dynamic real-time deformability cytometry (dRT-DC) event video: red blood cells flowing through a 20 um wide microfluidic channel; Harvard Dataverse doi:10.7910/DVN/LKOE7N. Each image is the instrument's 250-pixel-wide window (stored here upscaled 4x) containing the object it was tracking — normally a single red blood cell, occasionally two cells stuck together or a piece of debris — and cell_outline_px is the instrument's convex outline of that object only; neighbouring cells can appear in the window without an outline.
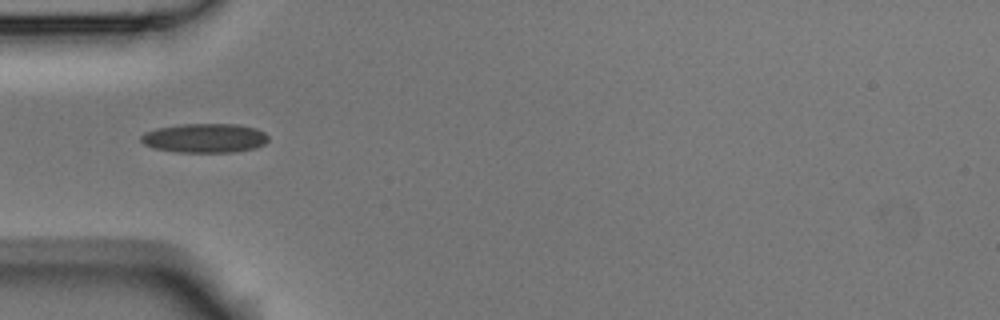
{"species": "Egyptian fruit bat (a non-hibernating species)", "species_latin": "Rousettus aegyptiacus", "temperature_condition": "room temperature", "stored_images_in_passage": 3, "camera_frame_rate_fps": 3000, "um_per_image_px": 0.085, "animal": {"sex": "male"}, "frame": {"image": 1, "passage_image": 1, "time_ms": 0.0, "image_size_px": [1000, 320], "cell_outline_px": [[268, 140], [264, 144], [256, 148], [232, 152], [176, 152], [156, 148], [144, 144], [140, 140], [140, 136], [144, 132], [156, 128], [180, 124], [236, 124], [256, 128], [264, 132], [268, 136]], "centroid_in_image_um": [17.4, 11.73], "position_along_channel_um": 67.6, "area_um2": 21.73}}
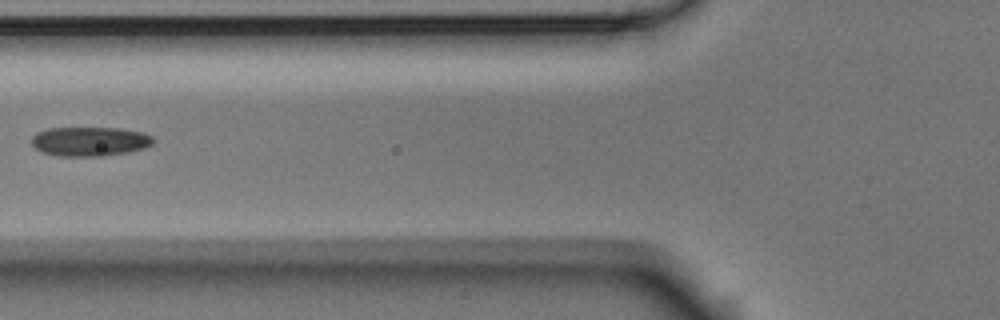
{"frame": {"image": 2, "passage_image": 2, "time_ms": 0.333, "image_size_px": [1000, 320], "cell_outline_px": [[156, 140], [152, 144], [144, 148], [128, 152], [104, 156], [56, 156], [44, 152], [36, 148], [32, 144], [32, 136], [36, 132], [48, 128], [120, 128], [140, 132], [152, 136]], "centroid_in_image_um": [7.64, 12.02], "position_along_channel_um": 118.2, "area_um2": 20.81}}
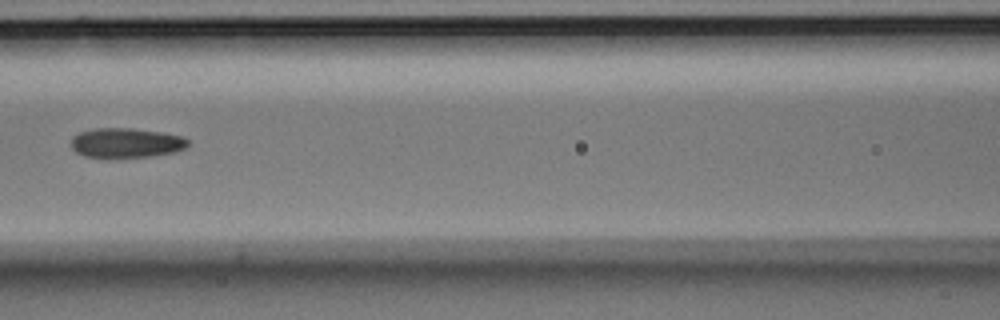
{"frame": {"image": 3, "passage_image": 3, "time_ms": 0.667, "image_size_px": [1000, 320], "cell_outline_px": [[188, 144], [184, 148], [172, 152], [152, 156], [104, 160], [84, 156], [76, 152], [72, 148], [72, 136], [80, 132], [96, 128], [132, 128], [160, 132], [184, 136], [188, 140]], "centroid_in_image_um": [10.67, 12.17], "position_along_channel_um": 155.9, "area_um2": 20.75}}